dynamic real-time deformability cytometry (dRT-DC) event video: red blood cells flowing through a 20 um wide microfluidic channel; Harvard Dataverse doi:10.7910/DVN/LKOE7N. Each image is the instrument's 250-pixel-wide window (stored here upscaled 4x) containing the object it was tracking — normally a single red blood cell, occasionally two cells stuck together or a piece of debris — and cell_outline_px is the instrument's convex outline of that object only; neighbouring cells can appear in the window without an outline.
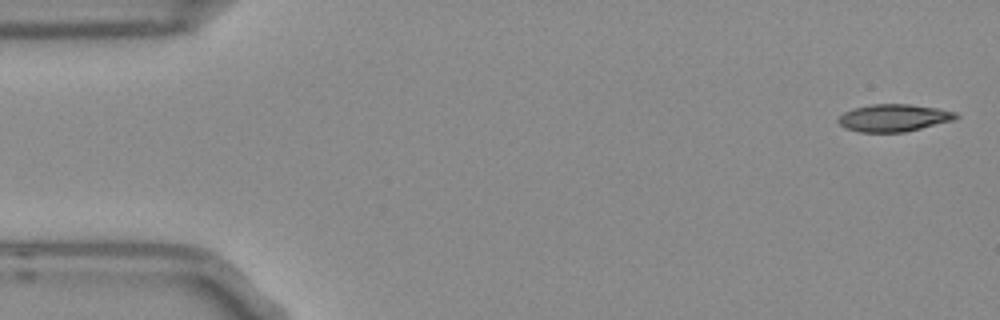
{"species": "Egyptian fruit bat (a non-hibernating species)", "species_latin": "Rousettus aegyptiacus", "temperature_condition": "room temperature", "stored_images_in_passage": 53, "camera_frame_rate_fps": 3000, "um_per_image_px": 0.085, "frame": {"image": 1, "passage_image": 1, "time_ms": 0.0, "image_size_px": [1000, 320], "cell_outline_px": [[960, 116], [956, 120], [904, 132], [860, 132], [844, 128], [836, 120], [844, 112], [852, 108], [872, 104], [908, 104], [936, 108], [956, 112]], "centroid_in_image_um": [75.97, 10.02], "position_along_channel_um": 9.0, "area_um2": 18.84}}
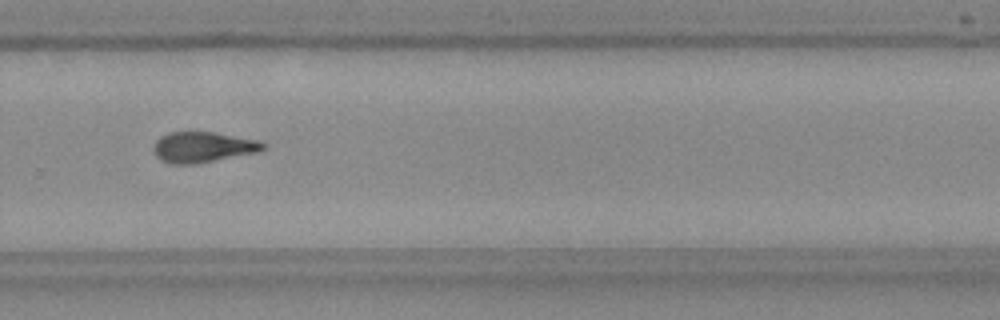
{"frame": {"image": 2, "passage_image": 35, "time_ms": 11.333, "image_size_px": [1000, 320], "cell_outline_px": [[268, 148], [256, 152], [196, 164], [172, 164], [160, 160], [156, 156], [152, 148], [156, 140], [160, 136], [168, 132], [212, 132], [260, 140], [268, 144]], "centroid_in_image_um": [17.25, 12.5], "position_along_channel_um": 312.5, "area_um2": 19.71}}
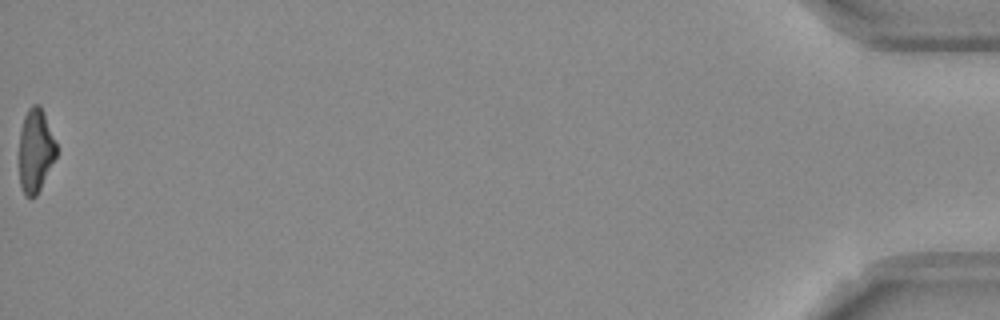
{"frame": {"image": 3, "passage_image": 53, "time_ms": 17.333, "image_size_px": [1000, 320], "cell_outline_px": [[56, 156], [36, 196], [24, 196], [20, 184], [20, 128], [24, 116], [28, 108], [32, 104], [40, 104], [44, 112], [56, 144]], "centroid_in_image_um": [3.01, 12.76], "position_along_channel_um": 432.2, "area_um2": 17.86}, "authors_computed_cell_mechanics": {"area_um2": 19.5942, "velocity_mm_per_s": 3.7678, "shape_relaxation_time_tau1_ms": null, "shape_relaxation_time_tau2_ms": 6.3875, "deformation_change_tau1": null, "deformation_change_tau2": 0.1746}}